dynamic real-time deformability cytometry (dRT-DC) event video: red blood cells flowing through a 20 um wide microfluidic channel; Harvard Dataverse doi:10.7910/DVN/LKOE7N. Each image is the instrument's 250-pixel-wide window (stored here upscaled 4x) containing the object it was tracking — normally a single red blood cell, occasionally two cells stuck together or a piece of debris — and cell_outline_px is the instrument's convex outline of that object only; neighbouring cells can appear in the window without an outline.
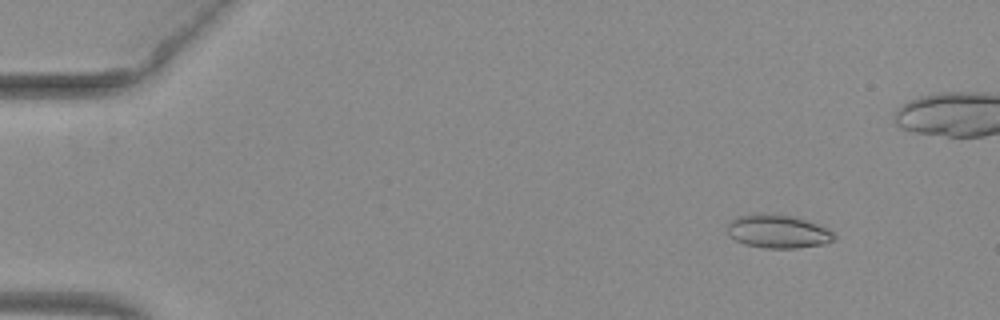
{"species": "common noctule bat (a hibernating species)", "species_latin": "Nyctalus noctula", "temperature_condition": "warm", "stored_images_in_passage": 49, "camera_frame_rate_fps": 3000, "um_per_image_px": 0.085, "animal": {"sex": "female", "body_mass_g": 29.2, "forearm_length_mm": 56.3}, "frame": {"image": 1, "passage_image": 7, "time_ms": 2.0, "image_size_px": [1000, 320], "cell_outline_px": [[836, 236], [832, 240], [824, 244], [796, 248], [764, 248], [744, 244], [728, 236], [728, 224], [732, 220], [740, 216], [792, 216], [828, 228]], "centroid_in_image_um": [66.14, 19.73], "position_along_channel_um": 18.9, "area_um2": 19.94}}
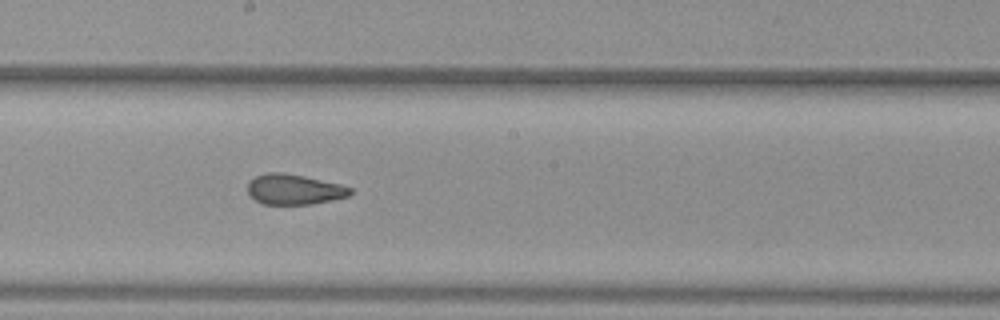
{"frame": {"image": 2, "passage_image": 31, "time_ms": 10.0, "image_size_px": [1000, 320], "cell_outline_px": [[352, 192], [348, 196], [332, 200], [312, 204], [264, 204], [248, 196], [248, 180], [256, 176], [268, 172], [284, 172], [304, 176], [340, 184], [352, 188]], "centroid_in_image_um": [24.98, 16.09], "position_along_channel_um": 223.2, "area_um2": 18.21}}
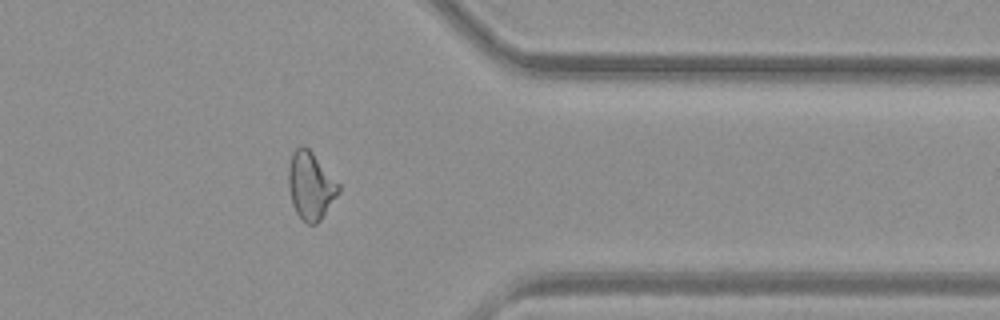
{"frame": {"image": 3, "passage_image": 44, "time_ms": 14.333, "image_size_px": [1000, 320], "cell_outline_px": [[340, 192], [320, 220], [316, 224], [308, 224], [296, 212], [292, 204], [288, 188], [288, 168], [292, 152], [300, 144], [304, 144], [312, 152], [340, 184]], "centroid_in_image_um": [26.39, 15.75], "position_along_channel_um": 385.0, "area_um2": 19.83}}